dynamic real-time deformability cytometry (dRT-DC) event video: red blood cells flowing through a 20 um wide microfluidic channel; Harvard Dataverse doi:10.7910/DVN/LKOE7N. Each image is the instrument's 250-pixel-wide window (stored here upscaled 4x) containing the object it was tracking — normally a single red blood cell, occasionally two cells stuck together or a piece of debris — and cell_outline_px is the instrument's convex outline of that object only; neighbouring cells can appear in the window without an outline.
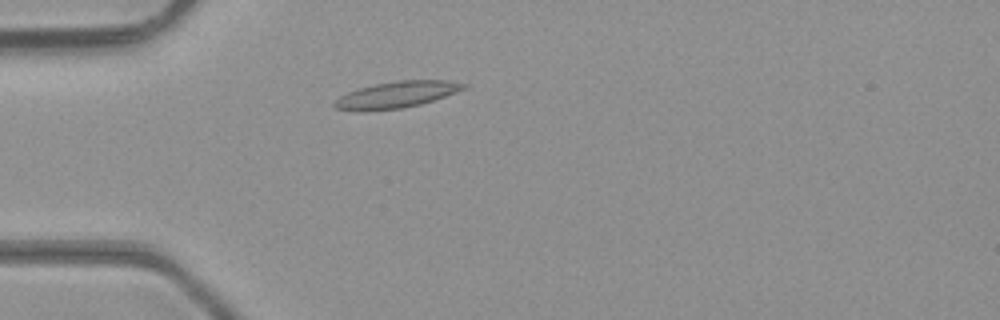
{"species": "common noctule bat (a hibernating species)", "species_latin": "Nyctalus noctula", "temperature_condition": "room temperature", "stored_images_in_passage": 31, "camera_frame_rate_fps": 3000, "um_per_image_px": 0.085, "animal": {"sex": "male", "body_mass_g": 23.1, "forearm_length_mm": 52.7}, "frame": {"image": 1, "passage_image": 2, "time_ms": 0.333, "image_size_px": [1000, 320], "cell_outline_px": [[468, 88], [420, 104], [400, 108], [364, 112], [356, 112], [336, 108], [332, 104], [340, 96], [348, 92], [360, 88], [376, 84], [396, 80], [448, 80], [468, 84]], "centroid_in_image_um": [33.69, 8.05], "position_along_channel_um": 51.3, "area_um2": 19.94}}
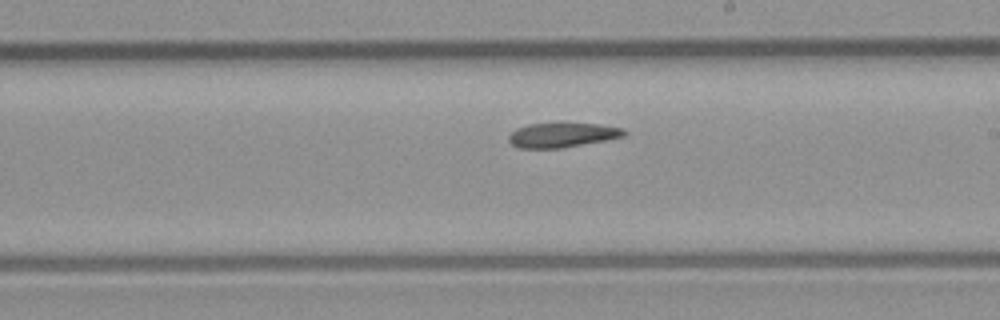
{"frame": {"image": 2, "passage_image": 16, "time_ms": 5.0, "image_size_px": [1000, 320], "cell_outline_px": [[628, 132], [624, 136], [608, 140], [560, 148], [516, 148], [508, 140], [508, 136], [516, 128], [528, 124], [560, 120], [600, 124], [624, 128]], "centroid_in_image_um": [47.81, 11.42], "position_along_channel_um": 241.2, "area_um2": 17.51}}
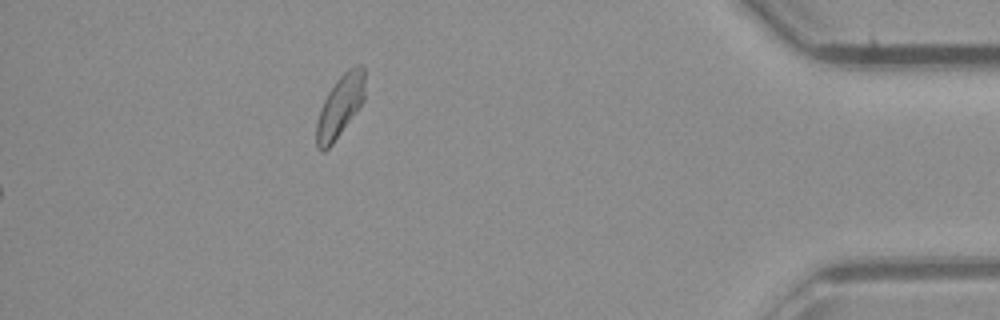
{"frame": {"image": 3, "passage_image": 31, "time_ms": 10.0, "image_size_px": [1000, 320], "cell_outline_px": [[364, 100], [332, 144], [324, 152], [320, 152], [316, 148], [316, 120], [320, 108], [328, 92], [336, 80], [348, 68], [356, 64], [360, 64], [364, 68]], "centroid_in_image_um": [28.87, 9.03], "position_along_channel_um": 406.3, "area_um2": 17.46}}